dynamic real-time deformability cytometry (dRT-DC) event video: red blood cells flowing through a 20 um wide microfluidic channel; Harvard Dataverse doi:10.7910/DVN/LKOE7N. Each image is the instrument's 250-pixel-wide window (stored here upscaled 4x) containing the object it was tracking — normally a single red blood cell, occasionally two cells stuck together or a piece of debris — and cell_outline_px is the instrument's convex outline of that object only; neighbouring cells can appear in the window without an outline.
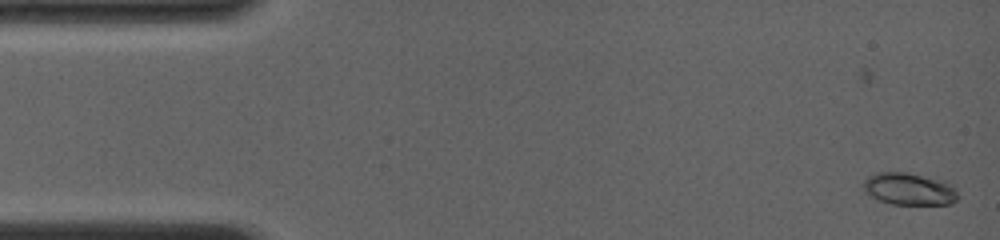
{"species": "common noctule bat (a hibernating species)", "species_latin": "Nyctalus noctula", "temperature_condition": "room temperature", "stored_images_in_passage": 56, "camera_frame_rate_fps": 4000, "um_per_image_px": 0.085, "animal": {"sex": "female", "body_mass_g": 19.0, "forearm_length_mm": 56.7}, "frame": {"image": 1, "passage_image": 1, "time_ms": 0.0, "image_size_px": [1000, 240], "cell_outline_px": [[960, 196], [952, 204], [892, 204], [880, 200], [864, 192], [864, 180], [868, 176], [876, 172], [904, 172], [948, 180], [956, 188]], "centroid_in_image_um": [77.35, 16.05], "position_along_channel_um": 7.7, "area_um2": 18.03}}
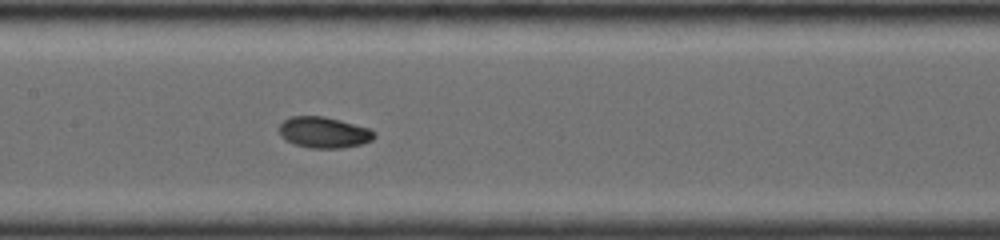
{"frame": {"image": 2, "passage_image": 45, "time_ms": 7.25, "image_size_px": [1000, 240], "cell_outline_px": [[376, 136], [372, 140], [360, 144], [344, 148], [312, 148], [296, 144], [280, 136], [280, 124], [284, 120], [292, 116], [324, 116], [340, 120], [368, 128], [376, 132]], "centroid_in_image_um": [27.55, 11.25], "position_along_channel_um": 179.8, "area_um2": 17.05}}
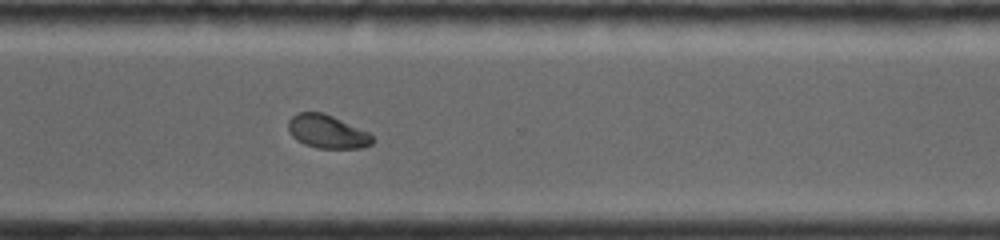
{"frame": {"image": 3, "passage_image": 56, "time_ms": 11.25, "image_size_px": [1000, 240], "cell_outline_px": [[376, 140], [372, 144], [360, 148], [316, 148], [304, 144], [296, 140], [292, 136], [288, 128], [288, 120], [296, 112], [324, 112], [368, 132]], "centroid_in_image_um": [27.8, 11.18], "position_along_channel_um": 342.8, "area_um2": 16.47}}